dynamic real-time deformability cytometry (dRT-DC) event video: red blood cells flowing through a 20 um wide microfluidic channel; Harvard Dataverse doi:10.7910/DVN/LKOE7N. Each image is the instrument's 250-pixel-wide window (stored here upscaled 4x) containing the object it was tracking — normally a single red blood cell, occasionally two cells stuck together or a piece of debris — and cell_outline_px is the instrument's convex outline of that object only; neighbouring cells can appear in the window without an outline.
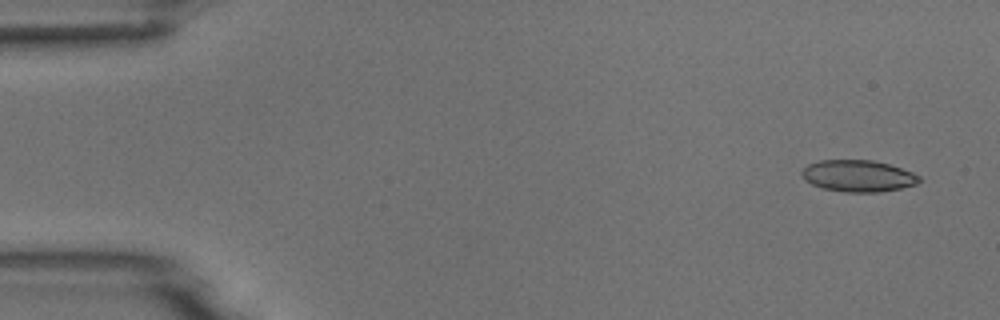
{"species": "common noctule bat (a hibernating species)", "species_latin": "Nyctalus noctula", "temperature_condition": "room temperature", "stored_images_in_passage": 3, "camera_frame_rate_fps": 3000, "um_per_image_px": 0.085, "animal": {"sex": "male", "body_mass_g": 18.8}, "frame": {"image": 1, "passage_image": 1, "time_ms": 0.0, "image_size_px": [1000, 320], "cell_outline_px": [[920, 180], [916, 184], [900, 188], [880, 192], [844, 192], [824, 188], [812, 184], [804, 180], [800, 172], [808, 164], [820, 160], [872, 160], [888, 164], [912, 172], [920, 176]], "centroid_in_image_um": [72.91, 14.95], "position_along_channel_um": 12.1, "area_um2": 21.56}}